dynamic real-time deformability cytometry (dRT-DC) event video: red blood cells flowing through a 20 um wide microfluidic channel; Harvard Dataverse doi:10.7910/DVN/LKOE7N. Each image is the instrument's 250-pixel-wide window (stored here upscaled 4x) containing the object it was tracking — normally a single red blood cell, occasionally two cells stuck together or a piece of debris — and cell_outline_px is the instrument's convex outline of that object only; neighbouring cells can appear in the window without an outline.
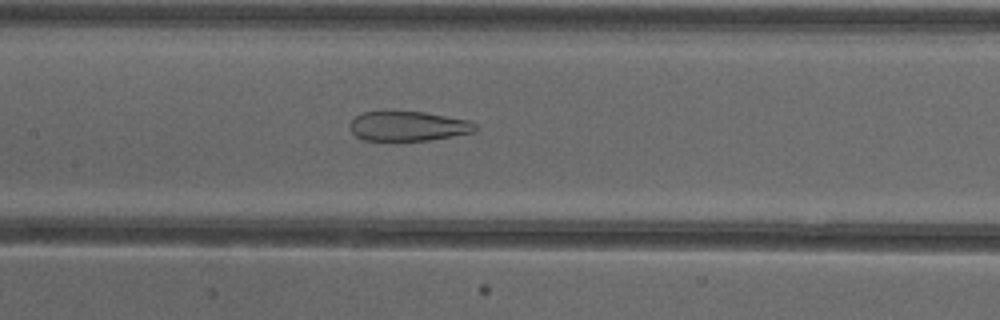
{"species": "common noctule bat (a hibernating species)", "species_latin": "Nyctalus noctula", "temperature_condition": "cold", "stored_images_in_passage": 53, "camera_frame_rate_fps": 3000, "um_per_image_px": 0.085, "animal": {"sex": "female"}, "frame": {"image": 1, "passage_image": 26, "time_ms": 8.333, "image_size_px": [1000, 320], "cell_outline_px": [[480, 128], [472, 132], [452, 136], [428, 140], [364, 140], [356, 136], [348, 128], [348, 124], [356, 116], [364, 112], [384, 108], [424, 112], [472, 120]], "centroid_in_image_um": [34.66, 10.67], "position_along_channel_um": 172.7, "area_um2": 22.54}}
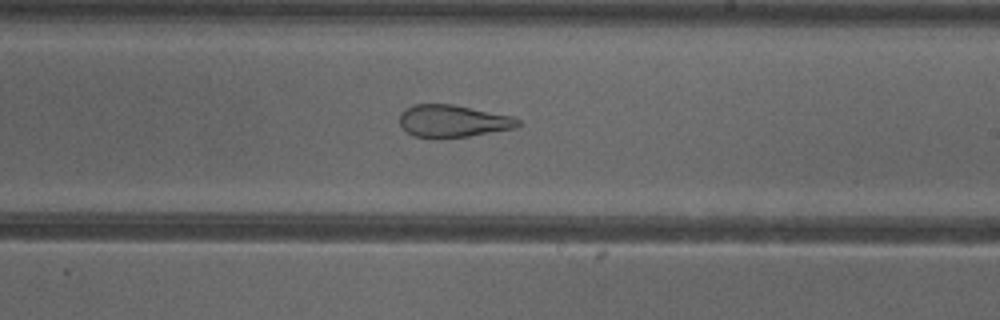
{"frame": {"image": 2, "passage_image": 32, "time_ms": 10.333, "image_size_px": [1000, 320], "cell_outline_px": [[524, 124], [516, 128], [468, 136], [412, 136], [400, 124], [400, 112], [404, 108], [416, 104], [452, 104], [512, 116], [520, 120]], "centroid_in_image_um": [38.53, 10.26], "position_along_channel_um": 250.5, "area_um2": 21.91}}
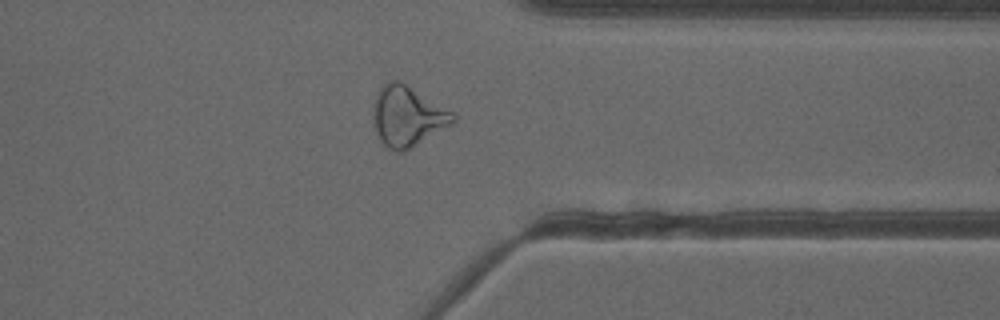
{"frame": {"image": 3, "passage_image": 42, "time_ms": 13.667, "image_size_px": [1000, 320], "cell_outline_px": [[456, 124], [404, 152], [396, 152], [388, 148], [380, 140], [372, 124], [372, 104], [376, 92], [388, 80], [400, 80], [452, 112], [456, 116]], "centroid_in_image_um": [34.62, 9.9], "position_along_channel_um": 376.8, "area_um2": 28.67}, "authors_computed_cell_mechanics": {"area_um2": 29.5936, "velocity_mm_per_s": 3.9039, "shape_relaxation_time_tau1_ms": null, "shape_relaxation_time_tau2_ms": 1.7479, "deformation_change_tau1": null, "deformation_change_tau2": 0.117}}